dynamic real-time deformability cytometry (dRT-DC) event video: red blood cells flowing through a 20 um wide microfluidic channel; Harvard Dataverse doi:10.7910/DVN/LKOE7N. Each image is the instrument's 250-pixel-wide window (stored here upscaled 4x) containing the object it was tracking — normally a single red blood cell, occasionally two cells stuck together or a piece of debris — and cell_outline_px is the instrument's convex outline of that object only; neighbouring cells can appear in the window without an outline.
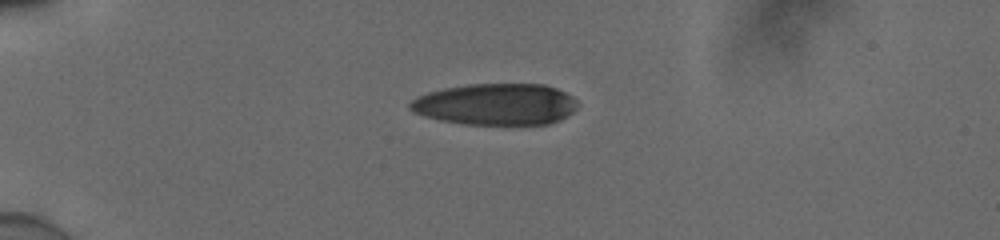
{"species": "human", "species_latin": "Homo sapiens", "temperature_condition": "cold", "stored_images_in_passage": 40, "camera_frame_rate_fps": 3000, "um_per_image_px": 0.085, "donor": {"sex": "male"}, "frame": {"image": 1, "passage_image": 1, "time_ms": 0.0, "image_size_px": [1000, 240], "cell_outline_px": [[580, 104], [568, 116], [560, 120], [548, 124], [464, 124], [440, 120], [424, 116], [412, 112], [408, 108], [408, 104], [416, 96], [428, 92], [444, 88], [468, 84], [544, 84], [556, 88], [572, 96]], "centroid_in_image_um": [42.13, 8.86], "position_along_channel_um": 42.9, "area_um2": 40.81}}
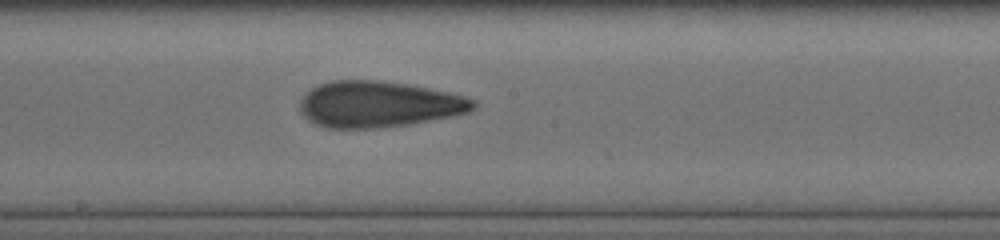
{"frame": {"image": 2, "passage_image": 18, "time_ms": 5.667, "image_size_px": [1000, 240], "cell_outline_px": [[476, 108], [468, 112], [456, 116], [408, 124], [376, 128], [328, 128], [316, 124], [308, 120], [300, 112], [300, 100], [312, 88], [320, 84], [332, 80], [376, 80], [408, 84], [448, 92], [464, 96], [476, 100]], "centroid_in_image_um": [32.21, 8.86], "position_along_channel_um": 216.0, "area_um2": 46.64}}
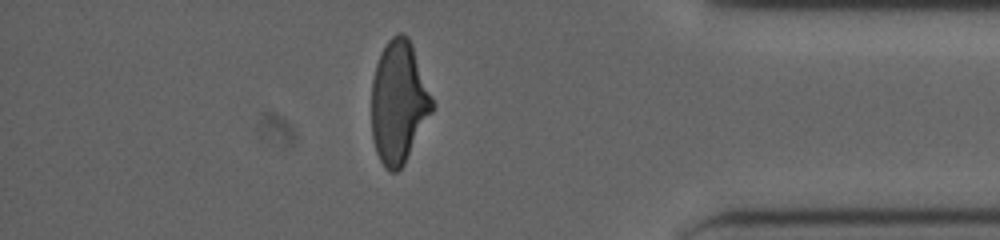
{"frame": {"image": 3, "passage_image": 34, "time_ms": 11.0, "image_size_px": [1000, 240], "cell_outline_px": [[432, 112], [404, 164], [396, 172], [388, 172], [384, 168], [376, 152], [372, 140], [372, 80], [376, 64], [380, 52], [388, 40], [396, 32], [404, 32], [408, 36], [432, 96]], "centroid_in_image_um": [33.86, 8.69], "position_along_channel_um": 401.3, "area_um2": 43.18}, "authors_computed_cell_mechanics": {"area_um2": 44.8528, "velocity_mm_per_s": 3.9148, "shape_relaxation_time_tau1_ms": 9.6404, "shape_relaxation_time_tau2_ms": 2.0699, "deformation_change_tau1": 0.2856, "deformation_change_tau2": 0.1053}}